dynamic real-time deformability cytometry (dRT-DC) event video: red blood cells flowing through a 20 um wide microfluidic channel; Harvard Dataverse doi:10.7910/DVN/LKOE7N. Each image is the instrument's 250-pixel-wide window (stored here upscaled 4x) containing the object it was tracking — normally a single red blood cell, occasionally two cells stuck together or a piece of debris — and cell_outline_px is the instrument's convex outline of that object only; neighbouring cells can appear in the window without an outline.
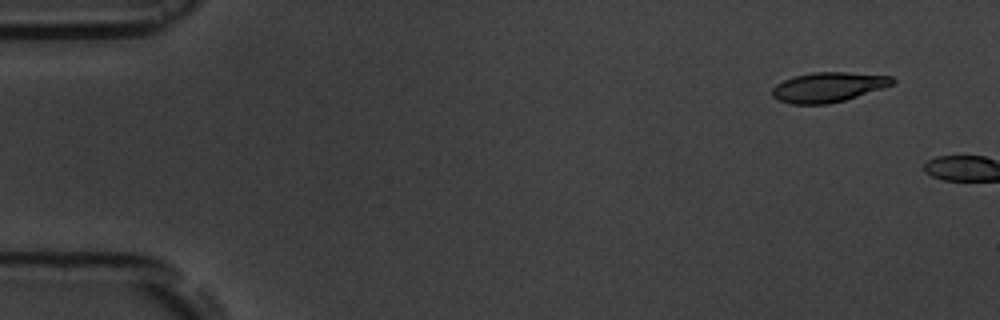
{"species": "common noctule bat (a hibernating species)", "species_latin": "Nyctalus noctula", "temperature_condition": "room temperature", "stored_images_in_passage": 2, "camera_frame_rate_fps": 3000, "um_per_image_px": 0.085, "animal": {"sex": "male", "body_mass_g": 19.5, "forearm_length_mm": 54.6}, "frame": {"image": 1, "passage_image": 1, "time_ms": 0.0, "image_size_px": [1000, 320], "cell_outline_px": [[896, 80], [892, 84], [844, 100], [828, 104], [792, 104], [776, 100], [772, 96], [772, 88], [776, 84], [784, 80], [796, 76], [812, 72], [848, 72], [892, 76]], "centroid_in_image_um": [70.35, 7.4], "position_along_channel_um": 14.7, "area_um2": 20.69}}